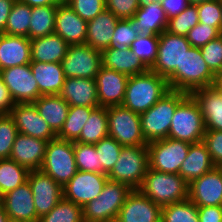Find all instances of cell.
<instances>
[{"label":"cell","mask_w":222,"mask_h":222,"mask_svg":"<svg viewBox=\"0 0 222 222\" xmlns=\"http://www.w3.org/2000/svg\"><path fill=\"white\" fill-rule=\"evenodd\" d=\"M10 115L15 121L18 133L48 142L57 137L48 123L40 116L34 103H15Z\"/></svg>","instance_id":"obj_16"},{"label":"cell","mask_w":222,"mask_h":222,"mask_svg":"<svg viewBox=\"0 0 222 222\" xmlns=\"http://www.w3.org/2000/svg\"><path fill=\"white\" fill-rule=\"evenodd\" d=\"M160 3L167 19L177 16L190 5L188 0H161Z\"/></svg>","instance_id":"obj_53"},{"label":"cell","mask_w":222,"mask_h":222,"mask_svg":"<svg viewBox=\"0 0 222 222\" xmlns=\"http://www.w3.org/2000/svg\"><path fill=\"white\" fill-rule=\"evenodd\" d=\"M205 132L200 107L194 97L188 94L175 109L168 138L194 144L203 140Z\"/></svg>","instance_id":"obj_6"},{"label":"cell","mask_w":222,"mask_h":222,"mask_svg":"<svg viewBox=\"0 0 222 222\" xmlns=\"http://www.w3.org/2000/svg\"><path fill=\"white\" fill-rule=\"evenodd\" d=\"M198 103L206 130L222 131V95L212 86L191 93Z\"/></svg>","instance_id":"obj_26"},{"label":"cell","mask_w":222,"mask_h":222,"mask_svg":"<svg viewBox=\"0 0 222 222\" xmlns=\"http://www.w3.org/2000/svg\"><path fill=\"white\" fill-rule=\"evenodd\" d=\"M94 109L93 107L70 106L67 119L57 134V138L75 141Z\"/></svg>","instance_id":"obj_36"},{"label":"cell","mask_w":222,"mask_h":222,"mask_svg":"<svg viewBox=\"0 0 222 222\" xmlns=\"http://www.w3.org/2000/svg\"><path fill=\"white\" fill-rule=\"evenodd\" d=\"M199 23L197 6L189 5L175 17L168 19L167 29L171 34L186 36Z\"/></svg>","instance_id":"obj_42"},{"label":"cell","mask_w":222,"mask_h":222,"mask_svg":"<svg viewBox=\"0 0 222 222\" xmlns=\"http://www.w3.org/2000/svg\"><path fill=\"white\" fill-rule=\"evenodd\" d=\"M33 103L40 116L57 135L67 119L70 105L60 95H41Z\"/></svg>","instance_id":"obj_32"},{"label":"cell","mask_w":222,"mask_h":222,"mask_svg":"<svg viewBox=\"0 0 222 222\" xmlns=\"http://www.w3.org/2000/svg\"><path fill=\"white\" fill-rule=\"evenodd\" d=\"M76 167L78 171L94 172L108 175L99 164V154L94 144L73 141Z\"/></svg>","instance_id":"obj_39"},{"label":"cell","mask_w":222,"mask_h":222,"mask_svg":"<svg viewBox=\"0 0 222 222\" xmlns=\"http://www.w3.org/2000/svg\"><path fill=\"white\" fill-rule=\"evenodd\" d=\"M7 222H23V221H18L16 219L8 218Z\"/></svg>","instance_id":"obj_63"},{"label":"cell","mask_w":222,"mask_h":222,"mask_svg":"<svg viewBox=\"0 0 222 222\" xmlns=\"http://www.w3.org/2000/svg\"><path fill=\"white\" fill-rule=\"evenodd\" d=\"M162 207L139 189H133L119 210L115 222H161Z\"/></svg>","instance_id":"obj_18"},{"label":"cell","mask_w":222,"mask_h":222,"mask_svg":"<svg viewBox=\"0 0 222 222\" xmlns=\"http://www.w3.org/2000/svg\"><path fill=\"white\" fill-rule=\"evenodd\" d=\"M118 20L112 12L104 9L94 19L87 22L85 44L100 51L111 47V39Z\"/></svg>","instance_id":"obj_27"},{"label":"cell","mask_w":222,"mask_h":222,"mask_svg":"<svg viewBox=\"0 0 222 222\" xmlns=\"http://www.w3.org/2000/svg\"><path fill=\"white\" fill-rule=\"evenodd\" d=\"M30 68L42 95H59L65 82L61 63L31 61Z\"/></svg>","instance_id":"obj_29"},{"label":"cell","mask_w":222,"mask_h":222,"mask_svg":"<svg viewBox=\"0 0 222 222\" xmlns=\"http://www.w3.org/2000/svg\"><path fill=\"white\" fill-rule=\"evenodd\" d=\"M189 184L179 175L148 168L139 190L155 204L164 207L188 198Z\"/></svg>","instance_id":"obj_3"},{"label":"cell","mask_w":222,"mask_h":222,"mask_svg":"<svg viewBox=\"0 0 222 222\" xmlns=\"http://www.w3.org/2000/svg\"><path fill=\"white\" fill-rule=\"evenodd\" d=\"M108 133L122 146L147 145L141 130L140 114L122 105L107 108Z\"/></svg>","instance_id":"obj_10"},{"label":"cell","mask_w":222,"mask_h":222,"mask_svg":"<svg viewBox=\"0 0 222 222\" xmlns=\"http://www.w3.org/2000/svg\"><path fill=\"white\" fill-rule=\"evenodd\" d=\"M126 20L138 35L159 36L167 29L168 24L164 9L161 7V3L158 2L139 7L134 16Z\"/></svg>","instance_id":"obj_23"},{"label":"cell","mask_w":222,"mask_h":222,"mask_svg":"<svg viewBox=\"0 0 222 222\" xmlns=\"http://www.w3.org/2000/svg\"><path fill=\"white\" fill-rule=\"evenodd\" d=\"M215 167L206 145L201 141L190 144L187 157L181 164L179 175L190 184Z\"/></svg>","instance_id":"obj_31"},{"label":"cell","mask_w":222,"mask_h":222,"mask_svg":"<svg viewBox=\"0 0 222 222\" xmlns=\"http://www.w3.org/2000/svg\"><path fill=\"white\" fill-rule=\"evenodd\" d=\"M15 0H0V32H4L8 16Z\"/></svg>","instance_id":"obj_55"},{"label":"cell","mask_w":222,"mask_h":222,"mask_svg":"<svg viewBox=\"0 0 222 222\" xmlns=\"http://www.w3.org/2000/svg\"><path fill=\"white\" fill-rule=\"evenodd\" d=\"M108 126L107 108L99 106L91 112L89 119L81 130L80 136L75 142L96 144L101 139L109 136Z\"/></svg>","instance_id":"obj_33"},{"label":"cell","mask_w":222,"mask_h":222,"mask_svg":"<svg viewBox=\"0 0 222 222\" xmlns=\"http://www.w3.org/2000/svg\"><path fill=\"white\" fill-rule=\"evenodd\" d=\"M40 170L64 187L76 174L77 167L73 141L54 138L47 143Z\"/></svg>","instance_id":"obj_8"},{"label":"cell","mask_w":222,"mask_h":222,"mask_svg":"<svg viewBox=\"0 0 222 222\" xmlns=\"http://www.w3.org/2000/svg\"><path fill=\"white\" fill-rule=\"evenodd\" d=\"M0 77L15 103H33L42 95L30 64L3 69Z\"/></svg>","instance_id":"obj_13"},{"label":"cell","mask_w":222,"mask_h":222,"mask_svg":"<svg viewBox=\"0 0 222 222\" xmlns=\"http://www.w3.org/2000/svg\"><path fill=\"white\" fill-rule=\"evenodd\" d=\"M188 199L197 206H222V172L215 166L189 184Z\"/></svg>","instance_id":"obj_17"},{"label":"cell","mask_w":222,"mask_h":222,"mask_svg":"<svg viewBox=\"0 0 222 222\" xmlns=\"http://www.w3.org/2000/svg\"><path fill=\"white\" fill-rule=\"evenodd\" d=\"M61 64L66 78L95 79L102 66L101 51L87 44L69 45Z\"/></svg>","instance_id":"obj_12"},{"label":"cell","mask_w":222,"mask_h":222,"mask_svg":"<svg viewBox=\"0 0 222 222\" xmlns=\"http://www.w3.org/2000/svg\"><path fill=\"white\" fill-rule=\"evenodd\" d=\"M189 1V4L190 5H194V6H197L201 3H204L206 1H210V0H188Z\"/></svg>","instance_id":"obj_60"},{"label":"cell","mask_w":222,"mask_h":222,"mask_svg":"<svg viewBox=\"0 0 222 222\" xmlns=\"http://www.w3.org/2000/svg\"><path fill=\"white\" fill-rule=\"evenodd\" d=\"M132 190L129 185L108 179L100 195L82 207L84 222H115Z\"/></svg>","instance_id":"obj_4"},{"label":"cell","mask_w":222,"mask_h":222,"mask_svg":"<svg viewBox=\"0 0 222 222\" xmlns=\"http://www.w3.org/2000/svg\"><path fill=\"white\" fill-rule=\"evenodd\" d=\"M31 7L58 5L54 0H18Z\"/></svg>","instance_id":"obj_56"},{"label":"cell","mask_w":222,"mask_h":222,"mask_svg":"<svg viewBox=\"0 0 222 222\" xmlns=\"http://www.w3.org/2000/svg\"><path fill=\"white\" fill-rule=\"evenodd\" d=\"M31 61L61 63L69 44L55 32L31 39Z\"/></svg>","instance_id":"obj_30"},{"label":"cell","mask_w":222,"mask_h":222,"mask_svg":"<svg viewBox=\"0 0 222 222\" xmlns=\"http://www.w3.org/2000/svg\"><path fill=\"white\" fill-rule=\"evenodd\" d=\"M187 95L170 89L149 110L140 114L141 130L147 143L168 137L175 109Z\"/></svg>","instance_id":"obj_2"},{"label":"cell","mask_w":222,"mask_h":222,"mask_svg":"<svg viewBox=\"0 0 222 222\" xmlns=\"http://www.w3.org/2000/svg\"><path fill=\"white\" fill-rule=\"evenodd\" d=\"M8 220V215L5 212L4 206H0V222H7Z\"/></svg>","instance_id":"obj_58"},{"label":"cell","mask_w":222,"mask_h":222,"mask_svg":"<svg viewBox=\"0 0 222 222\" xmlns=\"http://www.w3.org/2000/svg\"><path fill=\"white\" fill-rule=\"evenodd\" d=\"M30 62V39L2 33L0 37V71L9 67L30 64Z\"/></svg>","instance_id":"obj_25"},{"label":"cell","mask_w":222,"mask_h":222,"mask_svg":"<svg viewBox=\"0 0 222 222\" xmlns=\"http://www.w3.org/2000/svg\"><path fill=\"white\" fill-rule=\"evenodd\" d=\"M202 142L206 145L215 166L222 163V131L206 130Z\"/></svg>","instance_id":"obj_51"},{"label":"cell","mask_w":222,"mask_h":222,"mask_svg":"<svg viewBox=\"0 0 222 222\" xmlns=\"http://www.w3.org/2000/svg\"><path fill=\"white\" fill-rule=\"evenodd\" d=\"M54 32L69 45L85 44L87 21L82 19L70 5H57Z\"/></svg>","instance_id":"obj_21"},{"label":"cell","mask_w":222,"mask_h":222,"mask_svg":"<svg viewBox=\"0 0 222 222\" xmlns=\"http://www.w3.org/2000/svg\"><path fill=\"white\" fill-rule=\"evenodd\" d=\"M149 168L162 173L179 174L181 164L187 157L190 143L177 139H160L147 144Z\"/></svg>","instance_id":"obj_11"},{"label":"cell","mask_w":222,"mask_h":222,"mask_svg":"<svg viewBox=\"0 0 222 222\" xmlns=\"http://www.w3.org/2000/svg\"><path fill=\"white\" fill-rule=\"evenodd\" d=\"M129 76L112 69L100 67L95 78L100 107L122 105Z\"/></svg>","instance_id":"obj_19"},{"label":"cell","mask_w":222,"mask_h":222,"mask_svg":"<svg viewBox=\"0 0 222 222\" xmlns=\"http://www.w3.org/2000/svg\"><path fill=\"white\" fill-rule=\"evenodd\" d=\"M18 135L15 121L10 114H0V159L9 158Z\"/></svg>","instance_id":"obj_44"},{"label":"cell","mask_w":222,"mask_h":222,"mask_svg":"<svg viewBox=\"0 0 222 222\" xmlns=\"http://www.w3.org/2000/svg\"><path fill=\"white\" fill-rule=\"evenodd\" d=\"M159 36L138 35L132 42L131 50L138 56L150 70L157 59Z\"/></svg>","instance_id":"obj_41"},{"label":"cell","mask_w":222,"mask_h":222,"mask_svg":"<svg viewBox=\"0 0 222 222\" xmlns=\"http://www.w3.org/2000/svg\"><path fill=\"white\" fill-rule=\"evenodd\" d=\"M3 206L8 218L23 222H39L28 181L4 194Z\"/></svg>","instance_id":"obj_20"},{"label":"cell","mask_w":222,"mask_h":222,"mask_svg":"<svg viewBox=\"0 0 222 222\" xmlns=\"http://www.w3.org/2000/svg\"><path fill=\"white\" fill-rule=\"evenodd\" d=\"M30 184L37 217L46 215L63 198V189L50 175L40 169L29 171Z\"/></svg>","instance_id":"obj_15"},{"label":"cell","mask_w":222,"mask_h":222,"mask_svg":"<svg viewBox=\"0 0 222 222\" xmlns=\"http://www.w3.org/2000/svg\"><path fill=\"white\" fill-rule=\"evenodd\" d=\"M190 47L186 36L163 31L159 35L157 59L150 70L165 77L168 83L182 69L183 56Z\"/></svg>","instance_id":"obj_9"},{"label":"cell","mask_w":222,"mask_h":222,"mask_svg":"<svg viewBox=\"0 0 222 222\" xmlns=\"http://www.w3.org/2000/svg\"><path fill=\"white\" fill-rule=\"evenodd\" d=\"M161 222H199L198 206L188 198L162 207Z\"/></svg>","instance_id":"obj_40"},{"label":"cell","mask_w":222,"mask_h":222,"mask_svg":"<svg viewBox=\"0 0 222 222\" xmlns=\"http://www.w3.org/2000/svg\"><path fill=\"white\" fill-rule=\"evenodd\" d=\"M199 23L216 27L221 32L222 6L220 0H210L197 5Z\"/></svg>","instance_id":"obj_46"},{"label":"cell","mask_w":222,"mask_h":222,"mask_svg":"<svg viewBox=\"0 0 222 222\" xmlns=\"http://www.w3.org/2000/svg\"><path fill=\"white\" fill-rule=\"evenodd\" d=\"M105 7L118 19H129L139 8L138 0H105Z\"/></svg>","instance_id":"obj_50"},{"label":"cell","mask_w":222,"mask_h":222,"mask_svg":"<svg viewBox=\"0 0 222 222\" xmlns=\"http://www.w3.org/2000/svg\"><path fill=\"white\" fill-rule=\"evenodd\" d=\"M48 141L18 133L14 140L10 159L29 171L42 166Z\"/></svg>","instance_id":"obj_22"},{"label":"cell","mask_w":222,"mask_h":222,"mask_svg":"<svg viewBox=\"0 0 222 222\" xmlns=\"http://www.w3.org/2000/svg\"><path fill=\"white\" fill-rule=\"evenodd\" d=\"M200 52L214 75L222 72V34L201 47Z\"/></svg>","instance_id":"obj_45"},{"label":"cell","mask_w":222,"mask_h":222,"mask_svg":"<svg viewBox=\"0 0 222 222\" xmlns=\"http://www.w3.org/2000/svg\"><path fill=\"white\" fill-rule=\"evenodd\" d=\"M15 102L0 77V114H10Z\"/></svg>","instance_id":"obj_54"},{"label":"cell","mask_w":222,"mask_h":222,"mask_svg":"<svg viewBox=\"0 0 222 222\" xmlns=\"http://www.w3.org/2000/svg\"><path fill=\"white\" fill-rule=\"evenodd\" d=\"M39 222H84L83 208L62 198Z\"/></svg>","instance_id":"obj_38"},{"label":"cell","mask_w":222,"mask_h":222,"mask_svg":"<svg viewBox=\"0 0 222 222\" xmlns=\"http://www.w3.org/2000/svg\"><path fill=\"white\" fill-rule=\"evenodd\" d=\"M149 168L147 145L123 146L113 169L107 175L109 180L124 183L132 189H139Z\"/></svg>","instance_id":"obj_7"},{"label":"cell","mask_w":222,"mask_h":222,"mask_svg":"<svg viewBox=\"0 0 222 222\" xmlns=\"http://www.w3.org/2000/svg\"><path fill=\"white\" fill-rule=\"evenodd\" d=\"M220 3H221V6H222V0L220 1ZM221 34H222V21H221Z\"/></svg>","instance_id":"obj_65"},{"label":"cell","mask_w":222,"mask_h":222,"mask_svg":"<svg viewBox=\"0 0 222 222\" xmlns=\"http://www.w3.org/2000/svg\"><path fill=\"white\" fill-rule=\"evenodd\" d=\"M94 145L99 154V164L109 174L118 160L123 146L110 136L101 139Z\"/></svg>","instance_id":"obj_43"},{"label":"cell","mask_w":222,"mask_h":222,"mask_svg":"<svg viewBox=\"0 0 222 222\" xmlns=\"http://www.w3.org/2000/svg\"><path fill=\"white\" fill-rule=\"evenodd\" d=\"M212 87L222 95V72L215 75Z\"/></svg>","instance_id":"obj_57"},{"label":"cell","mask_w":222,"mask_h":222,"mask_svg":"<svg viewBox=\"0 0 222 222\" xmlns=\"http://www.w3.org/2000/svg\"><path fill=\"white\" fill-rule=\"evenodd\" d=\"M137 36L138 34L132 30L131 24L126 19H119L111 39V48L125 50L131 47Z\"/></svg>","instance_id":"obj_47"},{"label":"cell","mask_w":222,"mask_h":222,"mask_svg":"<svg viewBox=\"0 0 222 222\" xmlns=\"http://www.w3.org/2000/svg\"><path fill=\"white\" fill-rule=\"evenodd\" d=\"M28 175L29 170L16 161L0 159V190L3 195L27 182Z\"/></svg>","instance_id":"obj_35"},{"label":"cell","mask_w":222,"mask_h":222,"mask_svg":"<svg viewBox=\"0 0 222 222\" xmlns=\"http://www.w3.org/2000/svg\"><path fill=\"white\" fill-rule=\"evenodd\" d=\"M32 7L18 0L12 5L4 34L28 37Z\"/></svg>","instance_id":"obj_37"},{"label":"cell","mask_w":222,"mask_h":222,"mask_svg":"<svg viewBox=\"0 0 222 222\" xmlns=\"http://www.w3.org/2000/svg\"><path fill=\"white\" fill-rule=\"evenodd\" d=\"M169 90L167 79L151 70L129 76L122 106L137 114H142Z\"/></svg>","instance_id":"obj_1"},{"label":"cell","mask_w":222,"mask_h":222,"mask_svg":"<svg viewBox=\"0 0 222 222\" xmlns=\"http://www.w3.org/2000/svg\"><path fill=\"white\" fill-rule=\"evenodd\" d=\"M215 75L204 61L200 48L190 47L182 59V69L168 82L169 89L191 94L212 86Z\"/></svg>","instance_id":"obj_5"},{"label":"cell","mask_w":222,"mask_h":222,"mask_svg":"<svg viewBox=\"0 0 222 222\" xmlns=\"http://www.w3.org/2000/svg\"><path fill=\"white\" fill-rule=\"evenodd\" d=\"M199 222H222V206H198Z\"/></svg>","instance_id":"obj_52"},{"label":"cell","mask_w":222,"mask_h":222,"mask_svg":"<svg viewBox=\"0 0 222 222\" xmlns=\"http://www.w3.org/2000/svg\"><path fill=\"white\" fill-rule=\"evenodd\" d=\"M59 95L70 106L99 107L97 84L92 78H65Z\"/></svg>","instance_id":"obj_24"},{"label":"cell","mask_w":222,"mask_h":222,"mask_svg":"<svg viewBox=\"0 0 222 222\" xmlns=\"http://www.w3.org/2000/svg\"><path fill=\"white\" fill-rule=\"evenodd\" d=\"M3 198H4V195L2 194V192L0 190V206L3 205Z\"/></svg>","instance_id":"obj_62"},{"label":"cell","mask_w":222,"mask_h":222,"mask_svg":"<svg viewBox=\"0 0 222 222\" xmlns=\"http://www.w3.org/2000/svg\"><path fill=\"white\" fill-rule=\"evenodd\" d=\"M58 5L69 4L71 0H54Z\"/></svg>","instance_id":"obj_61"},{"label":"cell","mask_w":222,"mask_h":222,"mask_svg":"<svg viewBox=\"0 0 222 222\" xmlns=\"http://www.w3.org/2000/svg\"><path fill=\"white\" fill-rule=\"evenodd\" d=\"M68 5L87 22L106 9L105 0H71Z\"/></svg>","instance_id":"obj_49"},{"label":"cell","mask_w":222,"mask_h":222,"mask_svg":"<svg viewBox=\"0 0 222 222\" xmlns=\"http://www.w3.org/2000/svg\"><path fill=\"white\" fill-rule=\"evenodd\" d=\"M153 2L160 3L161 0H138L139 7L147 6V5H149L150 3H153Z\"/></svg>","instance_id":"obj_59"},{"label":"cell","mask_w":222,"mask_h":222,"mask_svg":"<svg viewBox=\"0 0 222 222\" xmlns=\"http://www.w3.org/2000/svg\"><path fill=\"white\" fill-rule=\"evenodd\" d=\"M57 5L32 7L28 38L34 39L54 33Z\"/></svg>","instance_id":"obj_34"},{"label":"cell","mask_w":222,"mask_h":222,"mask_svg":"<svg viewBox=\"0 0 222 222\" xmlns=\"http://www.w3.org/2000/svg\"><path fill=\"white\" fill-rule=\"evenodd\" d=\"M220 35L221 32L216 27L198 23L188 31L186 38L191 47L201 48Z\"/></svg>","instance_id":"obj_48"},{"label":"cell","mask_w":222,"mask_h":222,"mask_svg":"<svg viewBox=\"0 0 222 222\" xmlns=\"http://www.w3.org/2000/svg\"><path fill=\"white\" fill-rule=\"evenodd\" d=\"M108 179L107 175L100 173L77 171L70 181L62 187L63 198L84 207L100 195Z\"/></svg>","instance_id":"obj_14"},{"label":"cell","mask_w":222,"mask_h":222,"mask_svg":"<svg viewBox=\"0 0 222 222\" xmlns=\"http://www.w3.org/2000/svg\"><path fill=\"white\" fill-rule=\"evenodd\" d=\"M222 172V163L217 166Z\"/></svg>","instance_id":"obj_64"},{"label":"cell","mask_w":222,"mask_h":222,"mask_svg":"<svg viewBox=\"0 0 222 222\" xmlns=\"http://www.w3.org/2000/svg\"><path fill=\"white\" fill-rule=\"evenodd\" d=\"M102 66L128 76L142 74L149 69L144 65L141 59L131 50V47L125 50L115 48H106L101 51Z\"/></svg>","instance_id":"obj_28"}]
</instances>
